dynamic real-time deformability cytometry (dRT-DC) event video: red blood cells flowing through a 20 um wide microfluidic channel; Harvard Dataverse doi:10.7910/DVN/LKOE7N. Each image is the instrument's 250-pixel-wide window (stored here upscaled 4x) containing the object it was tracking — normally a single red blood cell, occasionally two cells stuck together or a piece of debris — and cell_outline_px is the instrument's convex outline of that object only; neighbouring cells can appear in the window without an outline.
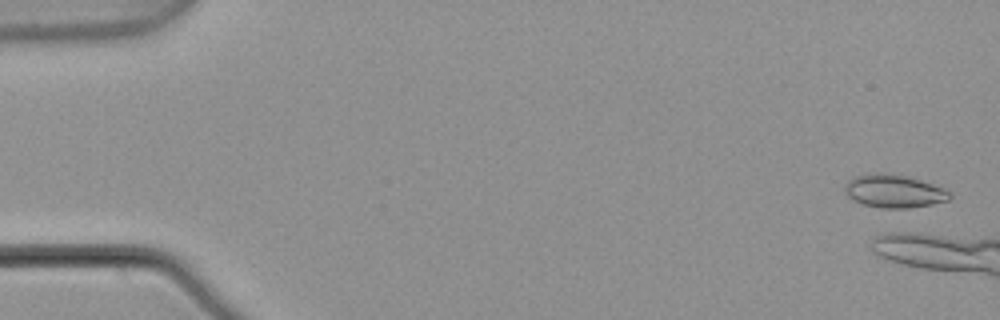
{"species": "common noctule bat (a hibernating species)", "species_latin": "Nyctalus noctula", "temperature_condition": "warm", "stored_images_in_passage": 6, "camera_frame_rate_fps": 3000, "um_per_image_px": 0.085, "animal": {"sex": "male", "body_mass_g": 21.5, "forearm_length_mm": 52.0}, "frame": {"image": 1, "passage_image": 1, "time_ms": 0.0, "image_size_px": [1000, 320], "cell_outline_px": [[952, 196], [948, 200], [932, 204], [908, 208], [880, 208], [864, 204], [852, 200], [848, 196], [844, 188], [848, 180], [856, 176], [880, 172], [908, 176], [944, 188]], "centroid_in_image_um": [75.98, 16.25], "position_along_channel_um": 9.0, "area_um2": 20.06}}